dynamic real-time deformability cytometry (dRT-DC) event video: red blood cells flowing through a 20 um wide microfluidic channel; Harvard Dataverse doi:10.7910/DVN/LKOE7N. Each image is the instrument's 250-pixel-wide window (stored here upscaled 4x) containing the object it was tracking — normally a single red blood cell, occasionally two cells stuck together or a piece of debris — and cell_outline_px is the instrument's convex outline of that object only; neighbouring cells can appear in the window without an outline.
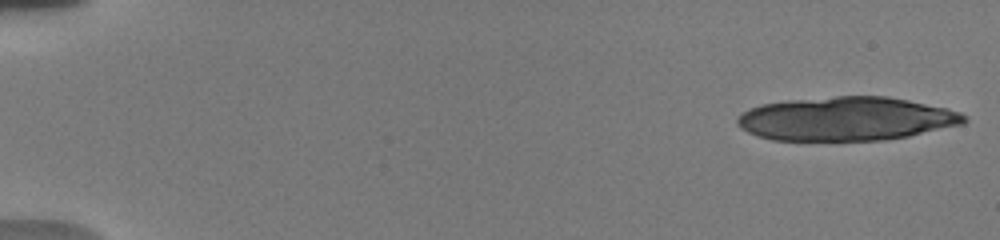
{"species": "human", "species_latin": "Homo sapiens", "temperature_condition": "warm", "stored_images_in_passage": 24, "camera_frame_rate_fps": 3000, "um_per_image_px": 0.085, "donor": {"sex": "male"}, "frame": {"image": 1, "passage_image": 1, "time_ms": 0.0, "image_size_px": [1000, 240], "cell_outline_px": [[968, 120], [964, 124], [908, 136], [884, 140], [772, 140], [748, 132], [740, 128], [736, 124], [736, 116], [748, 108], [760, 104], [788, 100], [836, 96], [888, 96], [948, 108], [960, 112]], "centroid_in_image_um": [71.91, 10.09], "position_along_channel_um": 13.1, "area_um2": 58.03}}